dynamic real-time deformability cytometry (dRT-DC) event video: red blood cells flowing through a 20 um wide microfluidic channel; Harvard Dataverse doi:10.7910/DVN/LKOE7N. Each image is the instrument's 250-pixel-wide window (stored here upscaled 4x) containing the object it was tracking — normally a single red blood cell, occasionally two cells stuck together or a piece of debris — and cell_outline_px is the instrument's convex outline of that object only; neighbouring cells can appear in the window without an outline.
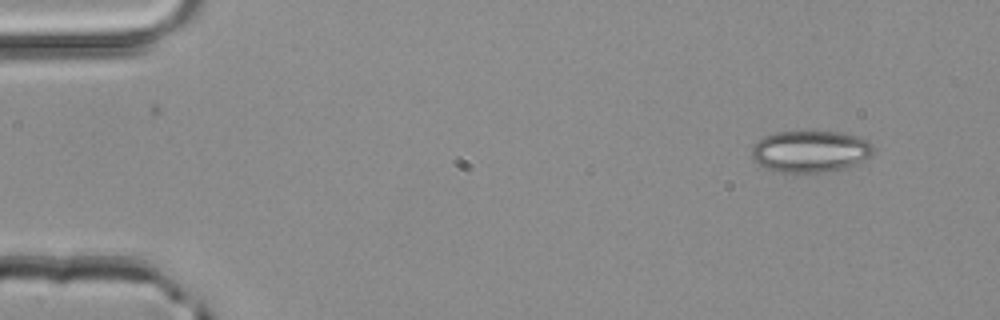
{"species": "common noctule bat (a hibernating species)", "species_latin": "Nyctalus noctula", "temperature_condition": "room temperature", "stored_images_in_passage": 2, "camera_frame_rate_fps": 3000, "um_per_image_px": 0.085, "animal": {"sex": "male", "body_mass_g": 20.4}, "frame": {"image": 1, "passage_image": 2, "time_ms": 0.333, "image_size_px": [1000, 320], "cell_outline_px": [[876, 148], [868, 156], [856, 164], [844, 168], [828, 172], [780, 172], [756, 164], [752, 156], [752, 144], [764, 136], [776, 132], [848, 132], [868, 140]], "centroid_in_image_um": [68.88, 12.86], "position_along_channel_um": 16.1, "area_um2": 29.71}}